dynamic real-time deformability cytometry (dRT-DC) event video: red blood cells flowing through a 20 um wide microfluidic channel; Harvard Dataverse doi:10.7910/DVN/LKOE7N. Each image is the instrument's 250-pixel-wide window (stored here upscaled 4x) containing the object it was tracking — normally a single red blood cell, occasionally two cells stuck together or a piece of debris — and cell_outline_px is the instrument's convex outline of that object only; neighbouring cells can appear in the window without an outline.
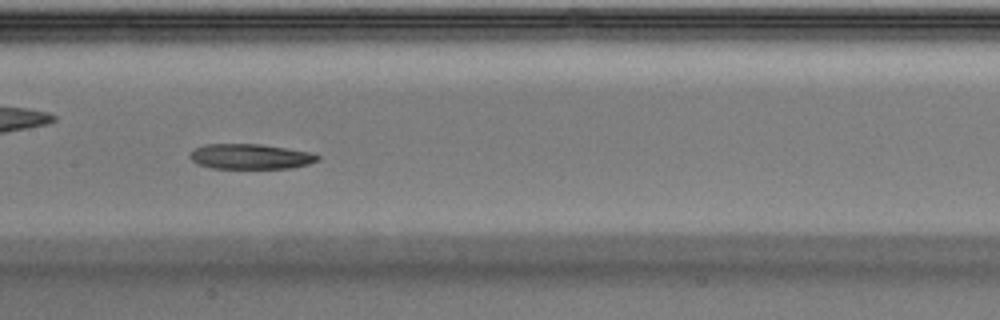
{"species": "Egyptian fruit bat (a non-hibernating species)", "species_latin": "Rousettus aegyptiacus", "temperature_condition": "warm", "stored_images_in_passage": 28, "camera_frame_rate_fps": 3000, "um_per_image_px": 0.085, "animal": {"sex": "male"}, "frame": {"image": 1, "passage_image": 9, "time_ms": 2.667, "image_size_px": [1000, 320], "cell_outline_px": [[320, 160], [308, 164], [292, 168], [212, 168], [196, 164], [188, 156], [192, 148], [204, 144], [260, 144], [312, 152], [320, 156]], "centroid_in_image_um": [21.26, 13.3], "position_along_channel_um": 186.1, "area_um2": 18.96}}